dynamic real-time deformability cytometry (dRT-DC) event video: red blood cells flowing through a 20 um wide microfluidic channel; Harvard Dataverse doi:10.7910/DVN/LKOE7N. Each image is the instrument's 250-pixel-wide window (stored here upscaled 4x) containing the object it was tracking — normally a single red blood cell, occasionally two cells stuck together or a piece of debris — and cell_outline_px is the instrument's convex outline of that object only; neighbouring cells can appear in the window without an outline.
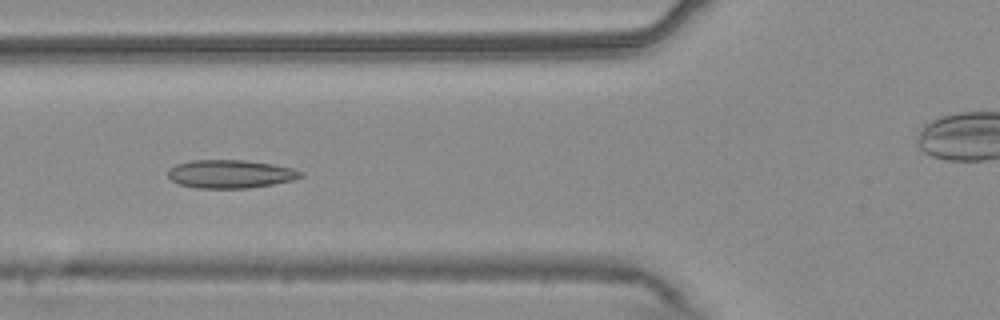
{"species": "common noctule bat (a hibernating species)", "species_latin": "Nyctalus noctula", "temperature_condition": "warm", "stored_images_in_passage": 56, "camera_frame_rate_fps": 3000, "um_per_image_px": 0.085, "animal": {"sex": "male", "body_mass_g": 20.4}, "frame": {"image": 1, "passage_image": 21, "time_ms": 6.667, "image_size_px": [1000, 320], "cell_outline_px": [[304, 176], [292, 180], [272, 184], [248, 188], [196, 188], [180, 184], [172, 180], [168, 176], [168, 168], [176, 164], [192, 160], [244, 160], [272, 164], [292, 168], [304, 172]], "centroid_in_image_um": [19.58, 14.78], "position_along_channel_um": 106.2, "area_um2": 21.85}}
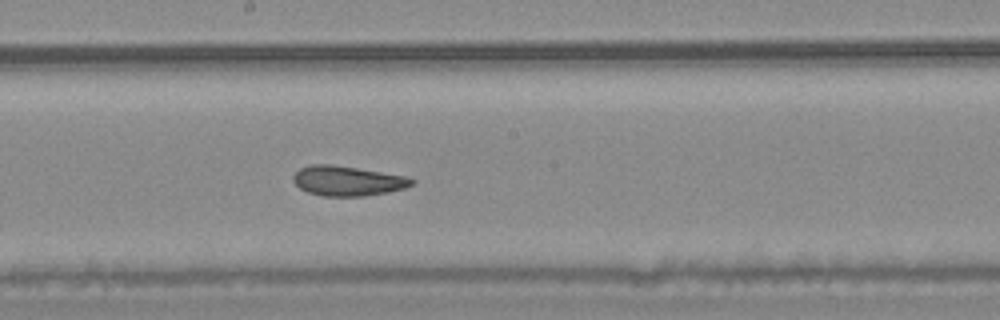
{"frame": {"image": 2, "passage_image": 30, "time_ms": 9.667, "image_size_px": [1000, 320], "cell_outline_px": [[416, 184], [404, 188], [388, 192], [364, 196], [324, 196], [308, 192], [300, 188], [292, 180], [292, 176], [300, 168], [312, 164], [332, 164], [404, 176], [416, 180]], "centroid_in_image_um": [29.54, 15.38], "position_along_channel_um": 218.7, "area_um2": 20.52}}
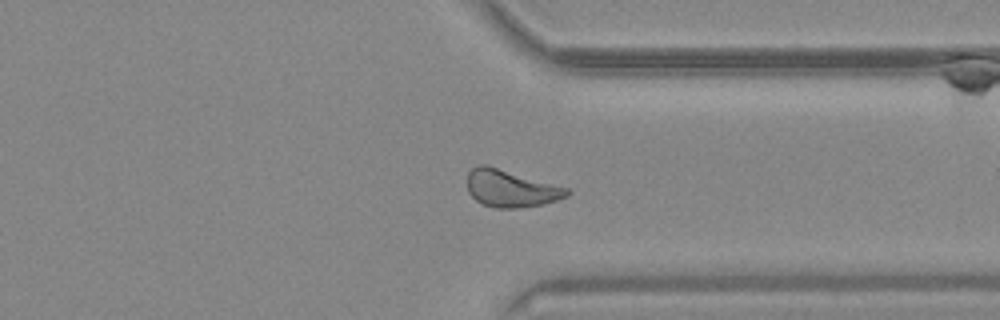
{"frame": {"image": 3, "passage_image": 42, "time_ms": 13.667, "image_size_px": [1000, 320], "cell_outline_px": [[572, 192], [568, 196], [544, 204], [516, 208], [496, 208], [480, 204], [468, 192], [468, 172], [476, 164], [484, 164], [568, 188]], "centroid_in_image_um": [43.4, 16.03], "position_along_channel_um": 368.0, "area_um2": 21.5}, "authors_computed_cell_mechanics": {"area_um2": 22.3108, "velocity_mm_per_s": 3.7365, "shape_relaxation_time_tau1_ms": 6.7508, "shape_relaxation_time_tau2_ms": 2.7899, "deformation_change_tau1": 0.1261, "deformation_change_tau2": 0.087}}